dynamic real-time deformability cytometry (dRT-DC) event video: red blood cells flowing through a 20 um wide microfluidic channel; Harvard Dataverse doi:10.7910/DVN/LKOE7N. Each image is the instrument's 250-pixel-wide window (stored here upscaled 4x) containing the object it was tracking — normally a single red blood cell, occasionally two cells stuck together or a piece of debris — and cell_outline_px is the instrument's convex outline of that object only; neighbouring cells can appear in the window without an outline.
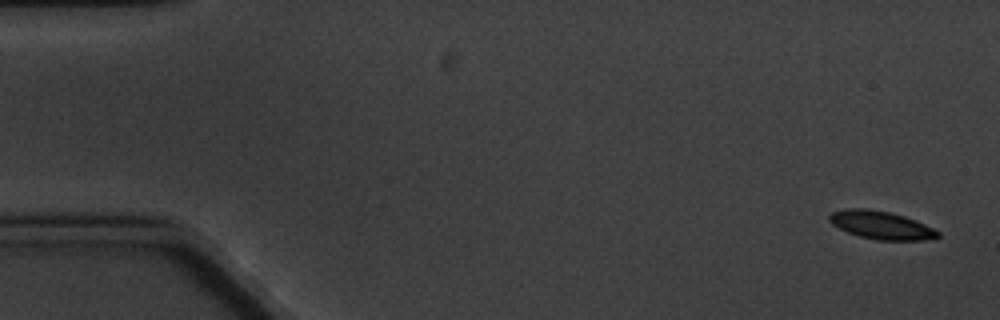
{"species": "common noctule bat (a hibernating species)", "species_latin": "Nyctalus noctula", "temperature_condition": "cold", "stored_images_in_passage": 5, "camera_frame_rate_fps": 3000, "um_per_image_px": 0.085, "animal": {"sex": "male", "body_mass_g": 20.1, "forearm_length_mm": 53.5}, "frame": {"image": 1, "passage_image": 1, "time_ms": 0.0, "image_size_px": [1000, 320], "cell_outline_px": [[940, 236], [924, 240], [876, 240], [860, 236], [848, 232], [832, 224], [828, 220], [828, 216], [832, 212], [848, 208], [868, 208], [888, 212], [904, 216], [916, 220], [940, 232]], "centroid_in_image_um": [74.88, 19.13], "position_along_channel_um": 10.1, "area_um2": 17.63}}
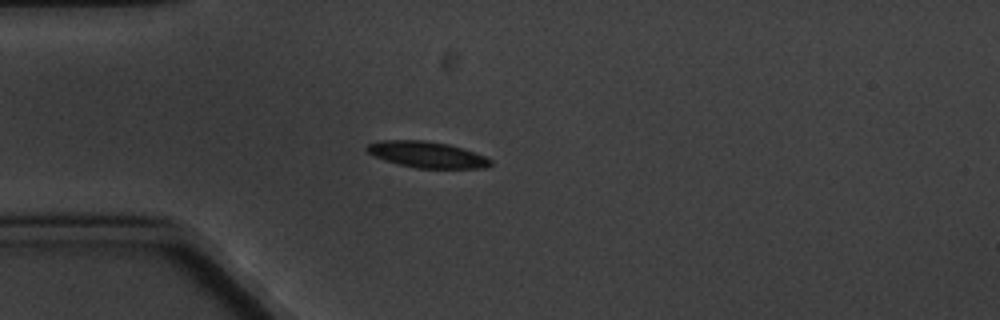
{"frame": {"image": 2, "passage_image": 5, "time_ms": 4.667, "image_size_px": [1000, 320], "cell_outline_px": [[492, 164], [484, 168], [416, 168], [384, 160], [368, 152], [364, 148], [368, 144], [380, 140], [424, 140], [448, 144], [484, 156], [492, 160]], "centroid_in_image_um": [36.27, 13.14], "position_along_channel_um": 48.7, "area_um2": 18.61}}